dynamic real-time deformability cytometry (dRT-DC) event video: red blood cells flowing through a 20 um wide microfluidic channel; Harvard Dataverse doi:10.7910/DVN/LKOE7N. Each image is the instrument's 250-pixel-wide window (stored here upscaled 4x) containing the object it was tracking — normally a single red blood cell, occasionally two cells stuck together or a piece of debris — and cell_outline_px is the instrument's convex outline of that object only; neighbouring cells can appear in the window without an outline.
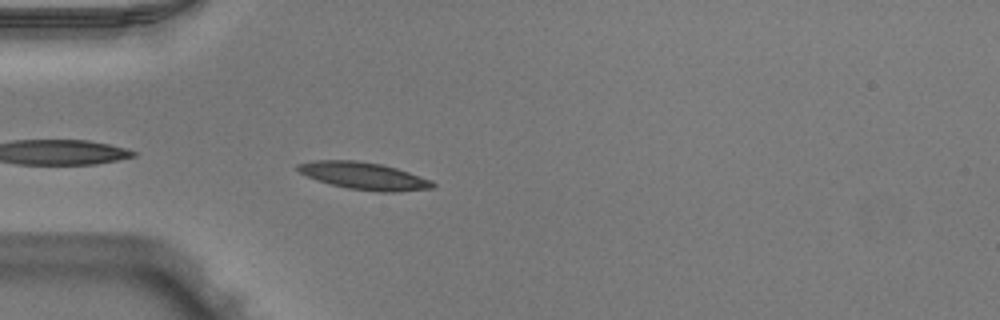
{"species": "Egyptian fruit bat (a non-hibernating species)", "species_latin": "Rousettus aegyptiacus", "temperature_condition": "warm", "stored_images_in_passage": 37, "camera_frame_rate_fps": 3000, "um_per_image_px": 0.085, "animal": {"sex": "male"}, "frame": {"image": 1, "passage_image": 1, "time_ms": 0.0, "image_size_px": [1000, 320], "cell_outline_px": [[436, 184], [432, 188], [396, 192], [380, 192], [348, 188], [316, 180], [300, 172], [296, 168], [296, 164], [312, 160], [356, 160], [384, 164], [432, 180]], "centroid_in_image_um": [30.93, 14.94], "position_along_channel_um": 54.1, "area_um2": 21.44}}
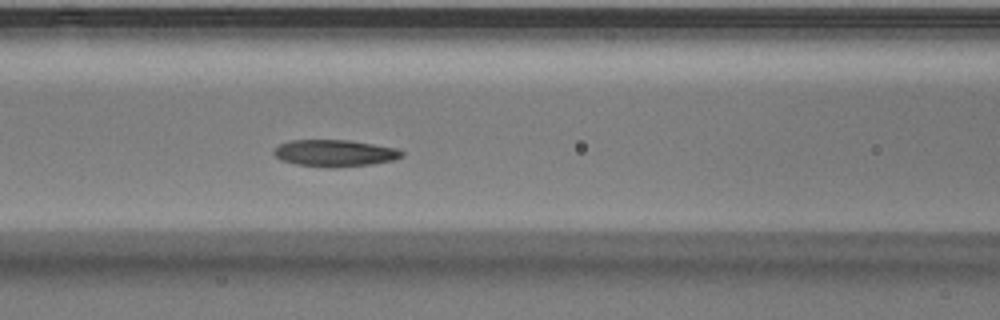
{"frame": {"image": 2, "passage_image": 8, "time_ms": 2.333, "image_size_px": [1000, 320], "cell_outline_px": [[404, 156], [392, 160], [372, 164], [336, 168], [324, 168], [296, 164], [280, 160], [272, 152], [280, 144], [288, 140], [348, 140], [396, 148], [404, 152]], "centroid_in_image_um": [28.43, 13.03], "position_along_channel_um": 138.2, "area_um2": 20.11}}
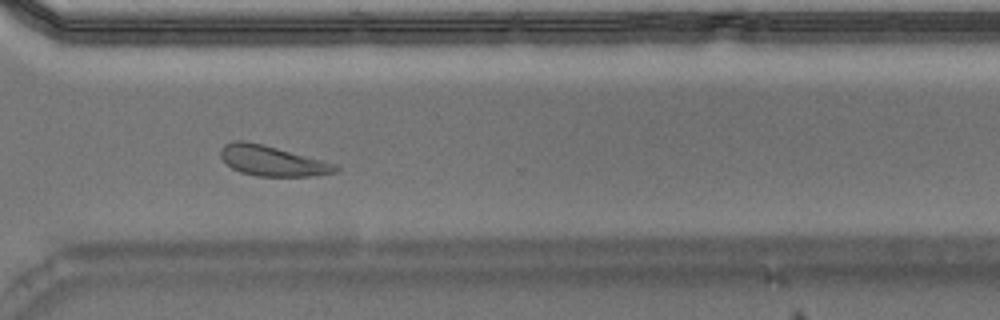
{"frame": {"image": 3, "passage_image": 24, "time_ms": 7.667, "image_size_px": [1000, 320], "cell_outline_px": [[340, 168], [336, 172], [316, 176], [256, 176], [240, 172], [232, 168], [220, 156], [220, 148], [224, 144], [236, 140], [244, 140], [340, 164]], "centroid_in_image_um": [23.18, 13.68], "position_along_channel_um": 347.4, "area_um2": 20.29}, "authors_computed_cell_mechanics": {"area_um2": 20.2878, "velocity_mm_per_s": 3.9249, "shape_relaxation_time_tau1_ms": 1.8856, "shape_relaxation_time_tau2_ms": null, "deformation_change_tau1": 0.1015, "deformation_change_tau2": null}}